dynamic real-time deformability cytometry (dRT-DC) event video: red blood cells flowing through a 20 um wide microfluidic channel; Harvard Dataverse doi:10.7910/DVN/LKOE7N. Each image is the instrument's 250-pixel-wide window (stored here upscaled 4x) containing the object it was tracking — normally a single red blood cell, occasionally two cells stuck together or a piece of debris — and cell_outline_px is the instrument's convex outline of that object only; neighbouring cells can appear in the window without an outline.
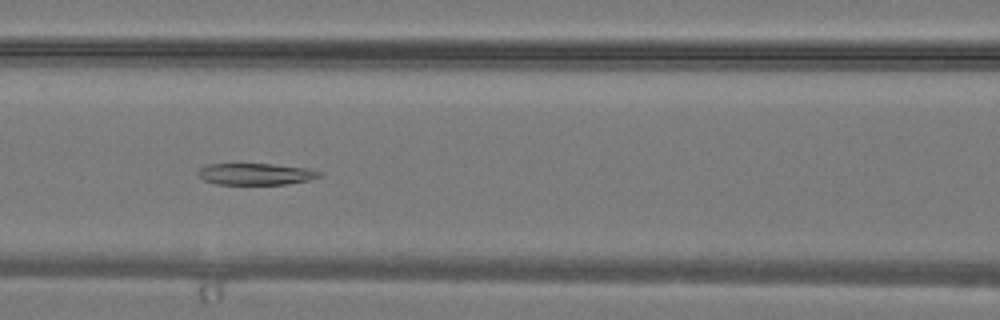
{"species": "common noctule bat (a hibernating species)", "species_latin": "Nyctalus noctula", "temperature_condition": "warm", "stored_images_in_passage": 32, "camera_frame_rate_fps": 3000, "um_per_image_px": 0.085, "animal": {"sex": "male", "body_mass_g": 19.2, "forearm_length_mm": 51.8}, "frame": {"image": 1, "passage_image": 13, "time_ms": 4.0, "image_size_px": [1000, 320], "cell_outline_px": [[320, 176], [312, 180], [288, 184], [216, 184], [204, 180], [196, 172], [200, 168], [208, 164], [276, 164], [308, 168], [320, 172]], "centroid_in_image_um": [21.76, 14.79], "position_along_channel_um": 144.8, "area_um2": 15.32}}
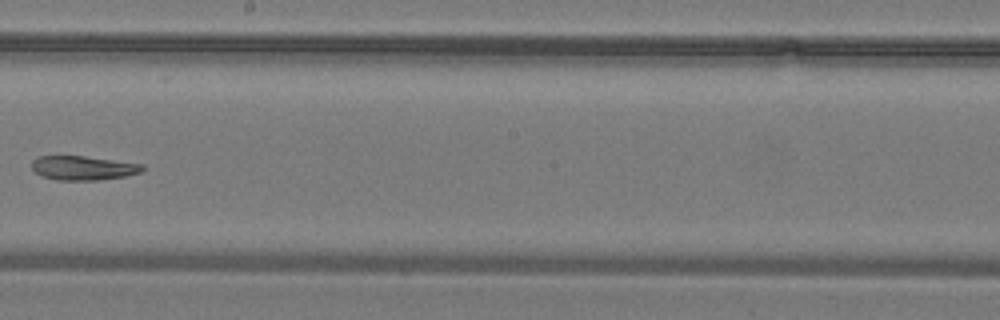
{"frame": {"image": 2, "passage_image": 18, "time_ms": 5.667, "image_size_px": [1000, 320], "cell_outline_px": [[144, 172], [124, 176], [96, 180], [56, 180], [44, 176], [36, 172], [32, 168], [32, 160], [36, 156], [84, 156], [144, 164]], "centroid_in_image_um": [7.09, 14.27], "position_along_channel_um": 241.1, "area_um2": 15.55}}
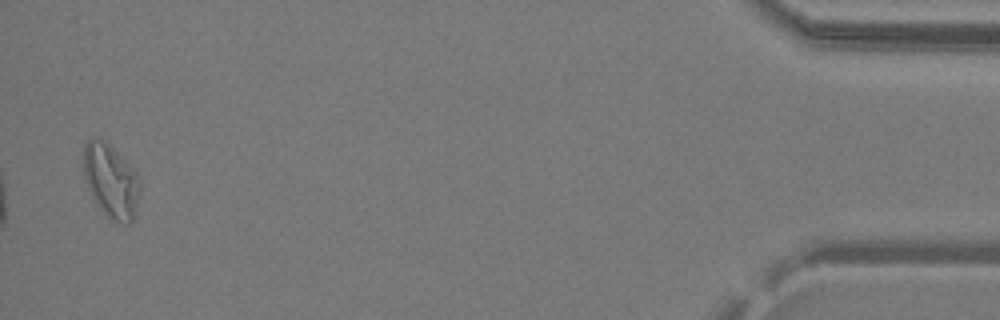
{"frame": {"image": 3, "passage_image": 32, "time_ms": 10.333, "image_size_px": [1000, 320], "cell_outline_px": [[140, 188], [136, 208], [132, 220], [128, 224], [124, 224], [112, 220], [104, 212], [88, 188], [84, 176], [84, 144], [88, 140], [104, 140], [136, 172], [140, 180]], "centroid_in_image_um": [9.44, 15.39], "position_along_channel_um": 425.8, "area_um2": 23.47}}